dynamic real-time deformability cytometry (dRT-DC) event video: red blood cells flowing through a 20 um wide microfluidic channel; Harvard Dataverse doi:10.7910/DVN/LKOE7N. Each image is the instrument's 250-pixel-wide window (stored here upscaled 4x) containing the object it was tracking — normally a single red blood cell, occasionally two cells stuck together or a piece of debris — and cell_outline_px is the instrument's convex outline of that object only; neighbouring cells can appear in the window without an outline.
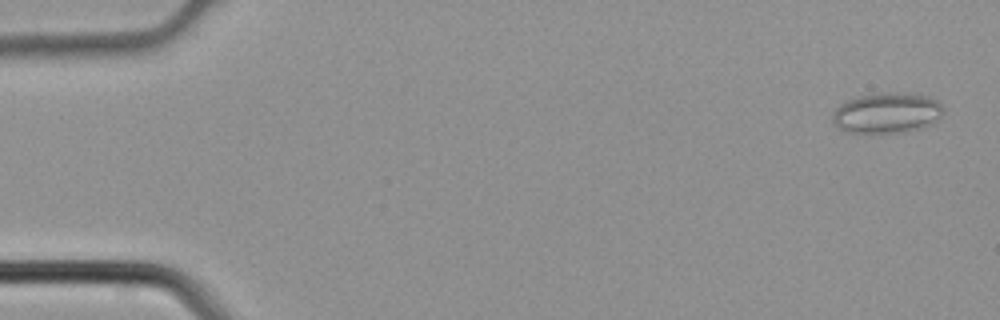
{"species": "common noctule bat (a hibernating species)", "species_latin": "Nyctalus noctula", "temperature_condition": "cold", "stored_images_in_passage": 5, "camera_frame_rate_fps": 3000, "um_per_image_px": 0.085, "animal": {"sex": "male", "body_mass_g": 21.5, "forearm_length_mm": 52.0}, "frame": {"image": 1, "passage_image": 5, "time_ms": 1.333, "image_size_px": [1000, 320], "cell_outline_px": [[944, 112], [932, 124], [920, 128], [904, 132], [844, 132], [832, 120], [832, 112], [840, 104], [848, 100], [872, 92], [912, 92], [928, 96], [936, 100], [944, 108]], "centroid_in_image_um": [75.4, 9.57], "position_along_channel_um": 9.6, "area_um2": 26.41}}